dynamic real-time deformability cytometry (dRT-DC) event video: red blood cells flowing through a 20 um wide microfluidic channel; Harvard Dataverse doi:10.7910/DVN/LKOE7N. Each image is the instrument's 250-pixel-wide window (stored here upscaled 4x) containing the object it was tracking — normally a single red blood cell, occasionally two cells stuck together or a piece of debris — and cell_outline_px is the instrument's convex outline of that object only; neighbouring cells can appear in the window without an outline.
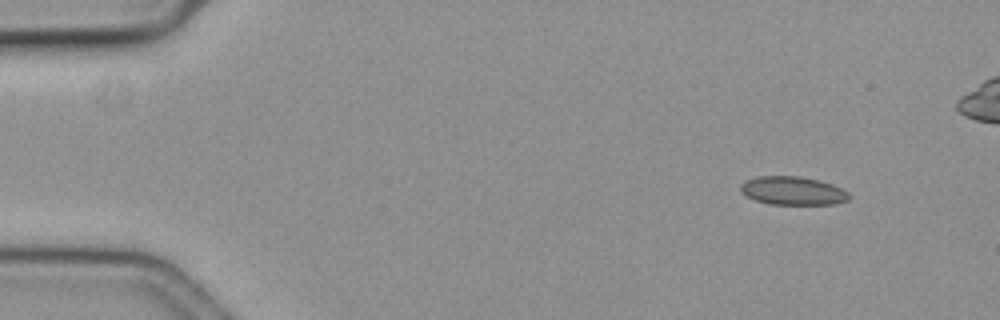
{"species": "common noctule bat (a hibernating species)", "species_latin": "Nyctalus noctula", "temperature_condition": "cold", "stored_images_in_passage": 54, "camera_frame_rate_fps": 3000, "um_per_image_px": 0.085, "animal": {"sex": "female", "body_mass_g": 19.3, "forearm_length_mm": 54.1}, "frame": {"image": 1, "passage_image": 1, "time_ms": 0.0, "image_size_px": [1000, 320], "cell_outline_px": [[852, 196], [848, 200], [832, 204], [768, 204], [756, 200], [740, 192], [740, 184], [748, 180], [760, 176], [796, 176], [816, 180], [832, 184], [848, 192]], "centroid_in_image_um": [67.39, 16.22], "position_along_channel_um": 17.6, "area_um2": 17.74}}
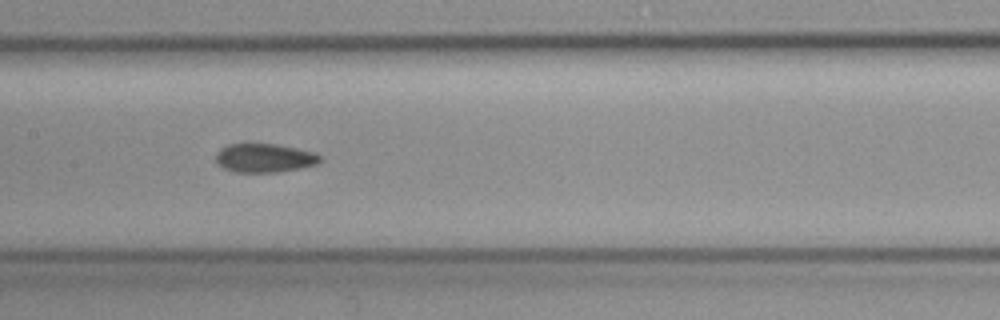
{"frame": {"image": 2, "passage_image": 24, "time_ms": 7.667, "image_size_px": [1000, 320], "cell_outline_px": [[320, 160], [316, 164], [300, 168], [276, 172], [236, 172], [224, 168], [216, 164], [216, 152], [220, 148], [228, 144], [276, 144], [316, 152], [320, 156]], "centroid_in_image_um": [22.45, 13.42], "position_along_channel_um": 185.0, "area_um2": 17.46}}
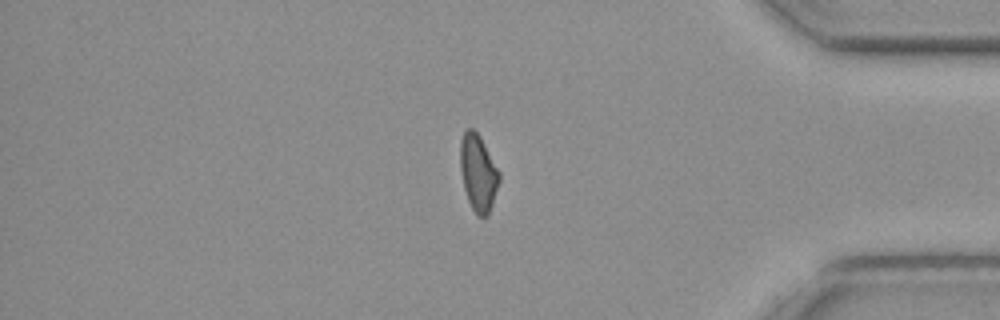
{"frame": {"image": 3, "passage_image": 44, "time_ms": 14.333, "image_size_px": [1000, 320], "cell_outline_px": [[500, 180], [488, 216], [476, 216], [468, 200], [464, 188], [460, 168], [460, 140], [464, 132], [468, 128], [472, 128], [480, 136], [500, 172]], "centroid_in_image_um": [40.64, 14.69], "position_along_channel_um": 394.6, "area_um2": 17.4}, "authors_computed_cell_mechanics": {"area_um2": 17.7446, "velocity_mm_per_s": 3.5779, "shape_relaxation_time_tau1_ms": null, "shape_relaxation_time_tau2_ms": 4.2238, "deformation_change_tau1": null, "deformation_change_tau2": 0.0962}}